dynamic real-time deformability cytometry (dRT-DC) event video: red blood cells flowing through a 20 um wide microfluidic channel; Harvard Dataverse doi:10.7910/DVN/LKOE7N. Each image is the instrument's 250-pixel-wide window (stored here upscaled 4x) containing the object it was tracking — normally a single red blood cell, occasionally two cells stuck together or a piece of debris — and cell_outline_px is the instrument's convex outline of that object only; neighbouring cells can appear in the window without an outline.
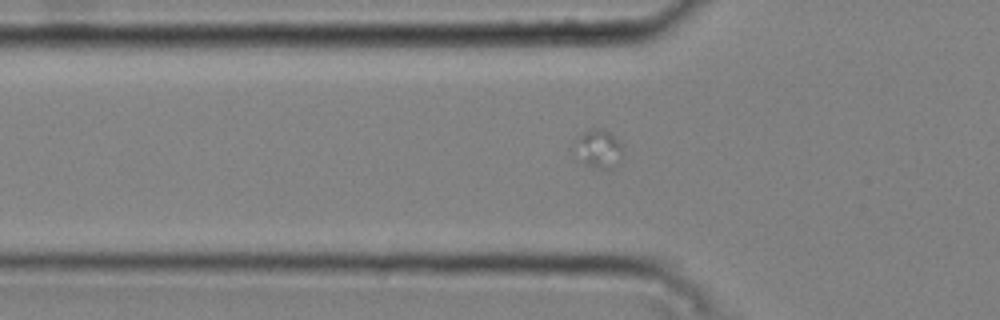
{"species": "common noctule bat (a hibernating species)", "species_latin": "Nyctalus noctula", "temperature_condition": "cold", "stored_images_in_passage": 18, "camera_frame_rate_fps": 3000, "um_per_image_px": 0.085, "animal": {"sex": "male", "body_mass_g": 20.4}, "frame": {"image": 1, "passage_image": 9, "time_ms": 2.667, "image_size_px": [1000, 320], "cell_outline_px": [[624, 152], [612, 168], [592, 168], [584, 164], [580, 160], [576, 140], [584, 132], [592, 128], [604, 128], [620, 144]], "centroid_in_image_um": [50.89, 12.65], "position_along_channel_um": 74.9, "area_um2": 10.29}}